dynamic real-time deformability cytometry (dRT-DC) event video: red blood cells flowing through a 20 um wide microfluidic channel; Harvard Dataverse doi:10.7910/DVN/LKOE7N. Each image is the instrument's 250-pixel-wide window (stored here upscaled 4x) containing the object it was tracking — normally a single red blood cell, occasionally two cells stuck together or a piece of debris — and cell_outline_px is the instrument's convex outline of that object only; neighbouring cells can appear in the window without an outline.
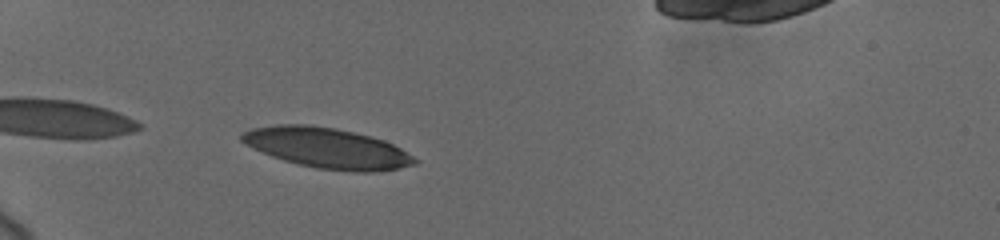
{"species": "human", "species_latin": "Homo sapiens", "temperature_condition": "cold", "stored_images_in_passage": 23, "camera_frame_rate_fps": 3000, "um_per_image_px": 0.085, "donor": {"sex": "female"}, "frame": {"image": 1, "passage_image": 1, "time_ms": 0.0, "image_size_px": [1000, 240], "cell_outline_px": [[420, 160], [416, 164], [400, 168], [376, 172], [352, 172], [316, 168], [284, 160], [272, 156], [240, 140], [240, 136], [244, 132], [252, 128], [276, 124], [308, 124], [336, 128], [384, 140], [400, 148]], "centroid_in_image_um": [27.86, 12.59], "position_along_channel_um": 57.1, "area_um2": 40.46}}
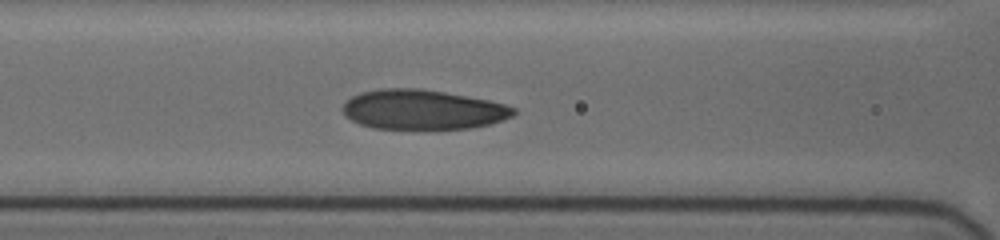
{"frame": {"image": 2, "passage_image": 14, "time_ms": 2.667, "image_size_px": [1000, 240], "cell_outline_px": [[516, 112], [512, 116], [488, 124], [468, 128], [372, 128], [360, 124], [344, 116], [344, 104], [352, 96], [360, 92], [380, 88], [420, 88], [444, 92], [488, 100], [504, 104], [516, 108]], "centroid_in_image_um": [35.9, 9.3], "position_along_channel_um": 130.7, "area_um2": 39.13}}
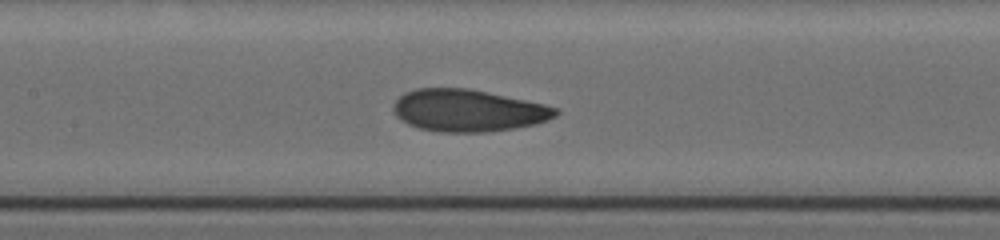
{"frame": {"image": 3, "passage_image": 19, "time_ms": 3.667, "image_size_px": [1000, 240], "cell_outline_px": [[560, 112], [556, 116], [548, 120], [536, 124], [516, 128], [484, 132], [440, 132], [420, 128], [408, 124], [400, 120], [396, 116], [392, 108], [392, 104], [404, 92], [416, 88], [468, 88], [488, 92], [544, 104], [560, 108]], "centroid_in_image_um": [39.79, 9.39], "position_along_channel_um": 167.6, "area_um2": 40.06}}